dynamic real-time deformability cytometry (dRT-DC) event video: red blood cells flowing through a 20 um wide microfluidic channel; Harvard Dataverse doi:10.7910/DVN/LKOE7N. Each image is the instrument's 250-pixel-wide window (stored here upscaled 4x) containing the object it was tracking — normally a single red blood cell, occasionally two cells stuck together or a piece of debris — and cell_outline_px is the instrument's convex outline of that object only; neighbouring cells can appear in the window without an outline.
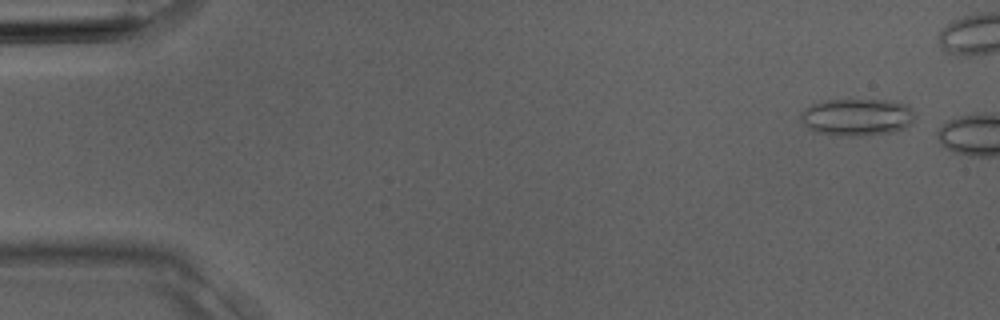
{"species": "Egyptian fruit bat (a non-hibernating species)", "species_latin": "Rousettus aegyptiacus", "temperature_condition": "room temperature", "stored_images_in_passage": 4, "camera_frame_rate_fps": 3000, "um_per_image_px": 0.085, "animal": {"sex": "male"}, "frame": {"image": 1, "passage_image": 1, "time_ms": 0.0, "image_size_px": [1000, 320], "cell_outline_px": [[916, 116], [912, 124], [904, 128], [892, 132], [864, 136], [848, 136], [816, 132], [808, 128], [800, 120], [800, 116], [804, 108], [812, 104], [828, 100], [848, 96], [888, 100], [908, 104], [912, 108]], "centroid_in_image_um": [72.88, 9.9], "position_along_channel_um": 12.1, "area_um2": 25.84}}